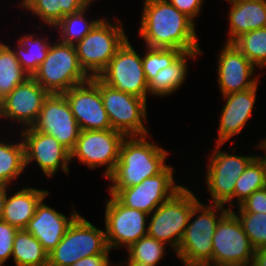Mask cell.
Returning a JSON list of instances; mask_svg holds the SVG:
<instances>
[{"mask_svg": "<svg viewBox=\"0 0 266 266\" xmlns=\"http://www.w3.org/2000/svg\"><path fill=\"white\" fill-rule=\"evenodd\" d=\"M139 36L151 48L202 51L195 23L168 0H144Z\"/></svg>", "mask_w": 266, "mask_h": 266, "instance_id": "obj_1", "label": "cell"}, {"mask_svg": "<svg viewBox=\"0 0 266 266\" xmlns=\"http://www.w3.org/2000/svg\"><path fill=\"white\" fill-rule=\"evenodd\" d=\"M149 135L126 136L121 144L119 160L107 177L112 182L109 189H123L140 184L144 179L160 173L168 152L147 141Z\"/></svg>", "mask_w": 266, "mask_h": 266, "instance_id": "obj_2", "label": "cell"}, {"mask_svg": "<svg viewBox=\"0 0 266 266\" xmlns=\"http://www.w3.org/2000/svg\"><path fill=\"white\" fill-rule=\"evenodd\" d=\"M209 204L199 201L190 213L187 227L176 251L177 257L185 266H212L213 235L219 220L231 208Z\"/></svg>", "mask_w": 266, "mask_h": 266, "instance_id": "obj_3", "label": "cell"}, {"mask_svg": "<svg viewBox=\"0 0 266 266\" xmlns=\"http://www.w3.org/2000/svg\"><path fill=\"white\" fill-rule=\"evenodd\" d=\"M118 23L112 25L109 20L102 18L74 44L80 66L90 78L98 77L104 71L127 39L122 23Z\"/></svg>", "mask_w": 266, "mask_h": 266, "instance_id": "obj_4", "label": "cell"}, {"mask_svg": "<svg viewBox=\"0 0 266 266\" xmlns=\"http://www.w3.org/2000/svg\"><path fill=\"white\" fill-rule=\"evenodd\" d=\"M50 94H62L90 79L80 66L74 44H51L47 57L32 76Z\"/></svg>", "mask_w": 266, "mask_h": 266, "instance_id": "obj_5", "label": "cell"}, {"mask_svg": "<svg viewBox=\"0 0 266 266\" xmlns=\"http://www.w3.org/2000/svg\"><path fill=\"white\" fill-rule=\"evenodd\" d=\"M199 202L186 187H182L150 215L148 236L172 246L177 251L193 207Z\"/></svg>", "mask_w": 266, "mask_h": 266, "instance_id": "obj_6", "label": "cell"}, {"mask_svg": "<svg viewBox=\"0 0 266 266\" xmlns=\"http://www.w3.org/2000/svg\"><path fill=\"white\" fill-rule=\"evenodd\" d=\"M98 88L113 130L125 136L149 135L147 123V104L144 98L118 91L98 78ZM147 129V130H146Z\"/></svg>", "mask_w": 266, "mask_h": 266, "instance_id": "obj_7", "label": "cell"}, {"mask_svg": "<svg viewBox=\"0 0 266 266\" xmlns=\"http://www.w3.org/2000/svg\"><path fill=\"white\" fill-rule=\"evenodd\" d=\"M98 78L118 91L147 101L148 82L142 66V57L133 48L128 38L117 49Z\"/></svg>", "mask_w": 266, "mask_h": 266, "instance_id": "obj_8", "label": "cell"}, {"mask_svg": "<svg viewBox=\"0 0 266 266\" xmlns=\"http://www.w3.org/2000/svg\"><path fill=\"white\" fill-rule=\"evenodd\" d=\"M212 266L252 264L255 248L237 216L229 210L218 222L212 240Z\"/></svg>", "mask_w": 266, "mask_h": 266, "instance_id": "obj_9", "label": "cell"}, {"mask_svg": "<svg viewBox=\"0 0 266 266\" xmlns=\"http://www.w3.org/2000/svg\"><path fill=\"white\" fill-rule=\"evenodd\" d=\"M222 145L215 144L216 148L207 165L205 183L212 197L210 203L220 205L228 203L230 207H233L236 181L256 156L230 155L220 150Z\"/></svg>", "mask_w": 266, "mask_h": 266, "instance_id": "obj_10", "label": "cell"}, {"mask_svg": "<svg viewBox=\"0 0 266 266\" xmlns=\"http://www.w3.org/2000/svg\"><path fill=\"white\" fill-rule=\"evenodd\" d=\"M126 136L116 130H83L80 131L76 145L71 151L72 159H79L90 169L105 166L104 177H108L119 160V152Z\"/></svg>", "mask_w": 266, "mask_h": 266, "instance_id": "obj_11", "label": "cell"}, {"mask_svg": "<svg viewBox=\"0 0 266 266\" xmlns=\"http://www.w3.org/2000/svg\"><path fill=\"white\" fill-rule=\"evenodd\" d=\"M173 168L166 166L155 176L144 179L140 184L123 189H108L124 206L151 214L165 203L183 185L175 184Z\"/></svg>", "mask_w": 266, "mask_h": 266, "instance_id": "obj_12", "label": "cell"}, {"mask_svg": "<svg viewBox=\"0 0 266 266\" xmlns=\"http://www.w3.org/2000/svg\"><path fill=\"white\" fill-rule=\"evenodd\" d=\"M105 207V235L108 248H128L132 243L147 236L146 217L149 214L124 206L110 195ZM125 245V246H124Z\"/></svg>", "mask_w": 266, "mask_h": 266, "instance_id": "obj_13", "label": "cell"}, {"mask_svg": "<svg viewBox=\"0 0 266 266\" xmlns=\"http://www.w3.org/2000/svg\"><path fill=\"white\" fill-rule=\"evenodd\" d=\"M62 94L81 131L112 129L98 88V77L90 78Z\"/></svg>", "mask_w": 266, "mask_h": 266, "instance_id": "obj_14", "label": "cell"}, {"mask_svg": "<svg viewBox=\"0 0 266 266\" xmlns=\"http://www.w3.org/2000/svg\"><path fill=\"white\" fill-rule=\"evenodd\" d=\"M32 128L55 137L70 152L81 131L65 96L56 93L49 94L45 99Z\"/></svg>", "mask_w": 266, "mask_h": 266, "instance_id": "obj_15", "label": "cell"}, {"mask_svg": "<svg viewBox=\"0 0 266 266\" xmlns=\"http://www.w3.org/2000/svg\"><path fill=\"white\" fill-rule=\"evenodd\" d=\"M20 136L24 145L26 167L35 161L43 174L50 178L56 174L59 167L64 173H69L71 152L55 137L34 130L32 127L22 129Z\"/></svg>", "mask_w": 266, "mask_h": 266, "instance_id": "obj_16", "label": "cell"}, {"mask_svg": "<svg viewBox=\"0 0 266 266\" xmlns=\"http://www.w3.org/2000/svg\"><path fill=\"white\" fill-rule=\"evenodd\" d=\"M49 94L33 77H29L1 100L0 118L14 119L23 123V129L30 128L35 124Z\"/></svg>", "mask_w": 266, "mask_h": 266, "instance_id": "obj_17", "label": "cell"}, {"mask_svg": "<svg viewBox=\"0 0 266 266\" xmlns=\"http://www.w3.org/2000/svg\"><path fill=\"white\" fill-rule=\"evenodd\" d=\"M255 68L232 43H225L217 66L222 96L255 87L258 84V76L254 77Z\"/></svg>", "mask_w": 266, "mask_h": 266, "instance_id": "obj_18", "label": "cell"}, {"mask_svg": "<svg viewBox=\"0 0 266 266\" xmlns=\"http://www.w3.org/2000/svg\"><path fill=\"white\" fill-rule=\"evenodd\" d=\"M44 200L45 198L37 205L35 214L25 230L37 238L49 253L61 242L69 226L80 214L73 209L67 218L64 213H59L43 203Z\"/></svg>", "mask_w": 266, "mask_h": 266, "instance_id": "obj_19", "label": "cell"}, {"mask_svg": "<svg viewBox=\"0 0 266 266\" xmlns=\"http://www.w3.org/2000/svg\"><path fill=\"white\" fill-rule=\"evenodd\" d=\"M257 86L258 84L253 88L223 96L226 103L220 115L217 144H224L242 132L252 116Z\"/></svg>", "mask_w": 266, "mask_h": 266, "instance_id": "obj_20", "label": "cell"}, {"mask_svg": "<svg viewBox=\"0 0 266 266\" xmlns=\"http://www.w3.org/2000/svg\"><path fill=\"white\" fill-rule=\"evenodd\" d=\"M229 11V38L232 43L249 31L266 27V0H235Z\"/></svg>", "mask_w": 266, "mask_h": 266, "instance_id": "obj_21", "label": "cell"}, {"mask_svg": "<svg viewBox=\"0 0 266 266\" xmlns=\"http://www.w3.org/2000/svg\"><path fill=\"white\" fill-rule=\"evenodd\" d=\"M50 192L43 189L23 187L10 197H6L4 203L3 219L17 229H25L35 214L37 205Z\"/></svg>", "mask_w": 266, "mask_h": 266, "instance_id": "obj_22", "label": "cell"}, {"mask_svg": "<svg viewBox=\"0 0 266 266\" xmlns=\"http://www.w3.org/2000/svg\"><path fill=\"white\" fill-rule=\"evenodd\" d=\"M93 0H23L20 5L37 15L45 24L55 27L65 15L88 8Z\"/></svg>", "mask_w": 266, "mask_h": 266, "instance_id": "obj_23", "label": "cell"}, {"mask_svg": "<svg viewBox=\"0 0 266 266\" xmlns=\"http://www.w3.org/2000/svg\"><path fill=\"white\" fill-rule=\"evenodd\" d=\"M201 51H184L173 63L159 70L148 83V94L154 96H168L183 85L187 77V58L196 59Z\"/></svg>", "mask_w": 266, "mask_h": 266, "instance_id": "obj_24", "label": "cell"}, {"mask_svg": "<svg viewBox=\"0 0 266 266\" xmlns=\"http://www.w3.org/2000/svg\"><path fill=\"white\" fill-rule=\"evenodd\" d=\"M12 257L16 266H48V252L25 229L18 230L15 235Z\"/></svg>", "mask_w": 266, "mask_h": 266, "instance_id": "obj_25", "label": "cell"}, {"mask_svg": "<svg viewBox=\"0 0 266 266\" xmlns=\"http://www.w3.org/2000/svg\"><path fill=\"white\" fill-rule=\"evenodd\" d=\"M76 247L78 260L103 254L109 249L105 231L96 228L81 214L76 218Z\"/></svg>", "mask_w": 266, "mask_h": 266, "instance_id": "obj_26", "label": "cell"}, {"mask_svg": "<svg viewBox=\"0 0 266 266\" xmlns=\"http://www.w3.org/2000/svg\"><path fill=\"white\" fill-rule=\"evenodd\" d=\"M42 38H35L33 34H25L19 38L18 48L16 50L12 48L20 65L31 77L49 52L51 42L46 41L47 38Z\"/></svg>", "mask_w": 266, "mask_h": 266, "instance_id": "obj_27", "label": "cell"}, {"mask_svg": "<svg viewBox=\"0 0 266 266\" xmlns=\"http://www.w3.org/2000/svg\"><path fill=\"white\" fill-rule=\"evenodd\" d=\"M31 77L20 65L12 47L0 41V100Z\"/></svg>", "mask_w": 266, "mask_h": 266, "instance_id": "obj_28", "label": "cell"}, {"mask_svg": "<svg viewBox=\"0 0 266 266\" xmlns=\"http://www.w3.org/2000/svg\"><path fill=\"white\" fill-rule=\"evenodd\" d=\"M263 150L264 156L256 155L236 181L234 199L238 206L255 191L266 187V150Z\"/></svg>", "mask_w": 266, "mask_h": 266, "instance_id": "obj_29", "label": "cell"}, {"mask_svg": "<svg viewBox=\"0 0 266 266\" xmlns=\"http://www.w3.org/2000/svg\"><path fill=\"white\" fill-rule=\"evenodd\" d=\"M24 169L26 166L22 140L9 144L0 141V185H11Z\"/></svg>", "mask_w": 266, "mask_h": 266, "instance_id": "obj_30", "label": "cell"}, {"mask_svg": "<svg viewBox=\"0 0 266 266\" xmlns=\"http://www.w3.org/2000/svg\"><path fill=\"white\" fill-rule=\"evenodd\" d=\"M232 44L255 66H266V27L249 31L237 37Z\"/></svg>", "mask_w": 266, "mask_h": 266, "instance_id": "obj_31", "label": "cell"}, {"mask_svg": "<svg viewBox=\"0 0 266 266\" xmlns=\"http://www.w3.org/2000/svg\"><path fill=\"white\" fill-rule=\"evenodd\" d=\"M87 8L74 13L65 15L64 18L55 26L59 29L60 41L68 44H75L80 41L100 19L87 21L85 12Z\"/></svg>", "mask_w": 266, "mask_h": 266, "instance_id": "obj_32", "label": "cell"}, {"mask_svg": "<svg viewBox=\"0 0 266 266\" xmlns=\"http://www.w3.org/2000/svg\"><path fill=\"white\" fill-rule=\"evenodd\" d=\"M166 244L158 241L155 238L149 237L148 235L142 237L137 242L132 243L128 248L127 261H137L152 266H157L165 256Z\"/></svg>", "mask_w": 266, "mask_h": 266, "instance_id": "obj_33", "label": "cell"}, {"mask_svg": "<svg viewBox=\"0 0 266 266\" xmlns=\"http://www.w3.org/2000/svg\"><path fill=\"white\" fill-rule=\"evenodd\" d=\"M77 261L75 219L67 229L61 242L48 253V266H70Z\"/></svg>", "mask_w": 266, "mask_h": 266, "instance_id": "obj_34", "label": "cell"}, {"mask_svg": "<svg viewBox=\"0 0 266 266\" xmlns=\"http://www.w3.org/2000/svg\"><path fill=\"white\" fill-rule=\"evenodd\" d=\"M146 51L144 57H142V66L148 83L159 70L169 66L183 53L180 49L151 47H146Z\"/></svg>", "mask_w": 266, "mask_h": 266, "instance_id": "obj_35", "label": "cell"}, {"mask_svg": "<svg viewBox=\"0 0 266 266\" xmlns=\"http://www.w3.org/2000/svg\"><path fill=\"white\" fill-rule=\"evenodd\" d=\"M255 249L266 247V214L234 212Z\"/></svg>", "mask_w": 266, "mask_h": 266, "instance_id": "obj_36", "label": "cell"}, {"mask_svg": "<svg viewBox=\"0 0 266 266\" xmlns=\"http://www.w3.org/2000/svg\"><path fill=\"white\" fill-rule=\"evenodd\" d=\"M18 230L6 221H0V266L12 256L14 238Z\"/></svg>", "mask_w": 266, "mask_h": 266, "instance_id": "obj_37", "label": "cell"}, {"mask_svg": "<svg viewBox=\"0 0 266 266\" xmlns=\"http://www.w3.org/2000/svg\"><path fill=\"white\" fill-rule=\"evenodd\" d=\"M238 212L266 214V187L255 191L238 206Z\"/></svg>", "mask_w": 266, "mask_h": 266, "instance_id": "obj_38", "label": "cell"}, {"mask_svg": "<svg viewBox=\"0 0 266 266\" xmlns=\"http://www.w3.org/2000/svg\"><path fill=\"white\" fill-rule=\"evenodd\" d=\"M181 13L188 16L194 23L195 18L201 13L203 0H168Z\"/></svg>", "mask_w": 266, "mask_h": 266, "instance_id": "obj_39", "label": "cell"}, {"mask_svg": "<svg viewBox=\"0 0 266 266\" xmlns=\"http://www.w3.org/2000/svg\"><path fill=\"white\" fill-rule=\"evenodd\" d=\"M108 249L105 253L82 258L70 266H110Z\"/></svg>", "mask_w": 266, "mask_h": 266, "instance_id": "obj_40", "label": "cell"}, {"mask_svg": "<svg viewBox=\"0 0 266 266\" xmlns=\"http://www.w3.org/2000/svg\"><path fill=\"white\" fill-rule=\"evenodd\" d=\"M253 266H266V247L255 249Z\"/></svg>", "mask_w": 266, "mask_h": 266, "instance_id": "obj_41", "label": "cell"}, {"mask_svg": "<svg viewBox=\"0 0 266 266\" xmlns=\"http://www.w3.org/2000/svg\"><path fill=\"white\" fill-rule=\"evenodd\" d=\"M10 186L0 185V221L3 219L4 215V203L7 197V190Z\"/></svg>", "mask_w": 266, "mask_h": 266, "instance_id": "obj_42", "label": "cell"}, {"mask_svg": "<svg viewBox=\"0 0 266 266\" xmlns=\"http://www.w3.org/2000/svg\"><path fill=\"white\" fill-rule=\"evenodd\" d=\"M123 264L127 265V266H152V265H148L145 263H140L137 261H126Z\"/></svg>", "mask_w": 266, "mask_h": 266, "instance_id": "obj_43", "label": "cell"}, {"mask_svg": "<svg viewBox=\"0 0 266 266\" xmlns=\"http://www.w3.org/2000/svg\"><path fill=\"white\" fill-rule=\"evenodd\" d=\"M257 147L266 150V138L264 140H261V143Z\"/></svg>", "mask_w": 266, "mask_h": 266, "instance_id": "obj_44", "label": "cell"}, {"mask_svg": "<svg viewBox=\"0 0 266 266\" xmlns=\"http://www.w3.org/2000/svg\"><path fill=\"white\" fill-rule=\"evenodd\" d=\"M228 266H253L252 264H237V265H228Z\"/></svg>", "mask_w": 266, "mask_h": 266, "instance_id": "obj_45", "label": "cell"}, {"mask_svg": "<svg viewBox=\"0 0 266 266\" xmlns=\"http://www.w3.org/2000/svg\"><path fill=\"white\" fill-rule=\"evenodd\" d=\"M226 1H228L229 3H231V2H234L235 0H226Z\"/></svg>", "mask_w": 266, "mask_h": 266, "instance_id": "obj_46", "label": "cell"}]
</instances>
